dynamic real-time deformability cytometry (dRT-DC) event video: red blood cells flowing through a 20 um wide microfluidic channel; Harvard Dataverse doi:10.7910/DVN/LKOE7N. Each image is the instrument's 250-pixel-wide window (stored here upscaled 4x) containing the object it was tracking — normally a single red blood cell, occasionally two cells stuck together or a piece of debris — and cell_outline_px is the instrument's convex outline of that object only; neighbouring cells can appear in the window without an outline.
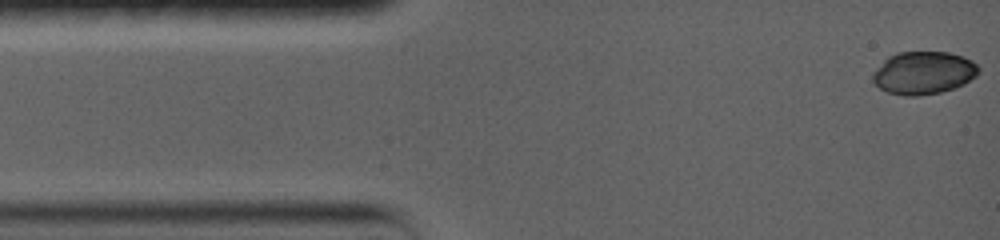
{"species": "common noctule bat (a hibernating species)", "species_latin": "Nyctalus noctula", "temperature_condition": "warm", "stored_images_in_passage": 13, "camera_frame_rate_fps": 5000, "um_per_image_px": 0.085, "animal": {"sex": "female", "body_mass_g": 19.0, "forearm_length_mm": 56.7}, "frame": {"image": 1, "passage_image": 1, "time_ms": 0.0, "image_size_px": [1000, 240], "cell_outline_px": [[976, 72], [968, 80], [952, 88], [940, 92], [888, 92], [880, 88], [872, 80], [876, 72], [892, 56], [900, 52], [948, 52], [960, 56], [976, 64]], "centroid_in_image_um": [78.51, 6.14], "position_along_channel_um": 6.5, "area_um2": 24.16}}
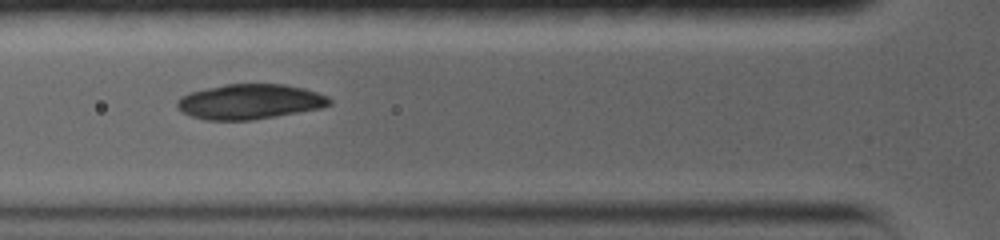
{"frame": {"image": 2, "passage_image": 6, "time_ms": 4.6, "image_size_px": [1000, 240], "cell_outline_px": [[328, 104], [316, 108], [248, 120], [208, 120], [184, 112], [180, 108], [180, 100], [184, 96], [192, 92], [228, 84], [284, 84], [304, 88], [316, 92], [324, 96], [328, 100]], "centroid_in_image_um": [21.23, 8.62], "position_along_channel_um": 104.6, "area_um2": 29.54}}
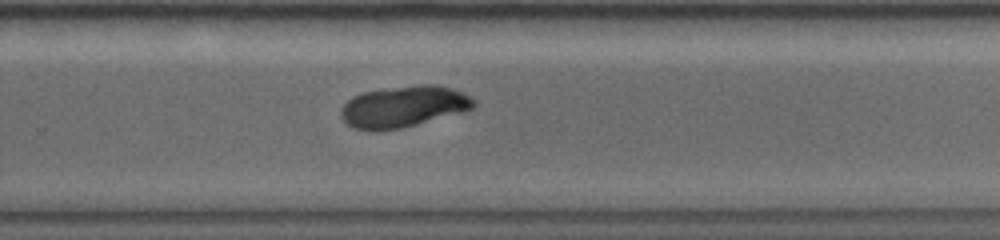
{"frame": {"image": 3, "passage_image": 13, "time_ms": 9.6, "image_size_px": [1000, 240], "cell_outline_px": [[476, 104], [472, 108], [400, 128], [372, 132], [368, 132], [356, 128], [348, 124], [340, 116], [344, 104], [352, 96], [364, 92], [420, 84], [432, 84], [448, 88], [460, 92], [468, 96]], "centroid_in_image_um": [34.21, 9.07], "position_along_channel_um": 295.6, "area_um2": 31.1}}